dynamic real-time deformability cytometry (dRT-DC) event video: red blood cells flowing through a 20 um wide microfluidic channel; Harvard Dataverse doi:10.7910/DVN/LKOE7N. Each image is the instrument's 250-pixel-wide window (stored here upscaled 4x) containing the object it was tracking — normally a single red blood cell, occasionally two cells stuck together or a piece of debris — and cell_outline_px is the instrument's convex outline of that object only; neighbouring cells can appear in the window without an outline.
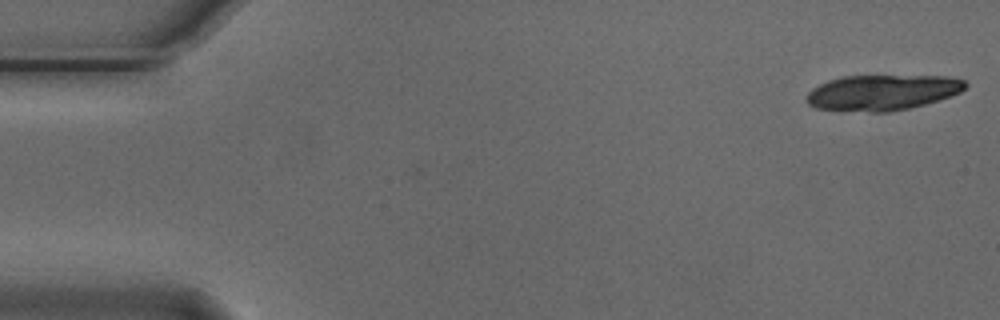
{"species": "Egyptian fruit bat (a non-hibernating species)", "species_latin": "Rousettus aegyptiacus", "temperature_condition": "cold", "stored_images_in_passage": 4, "camera_frame_rate_fps": 3000, "um_per_image_px": 0.085, "animal": {"sex": "male"}, "frame": {"image": 1, "passage_image": 4, "time_ms": 1.0, "image_size_px": [1000, 320], "cell_outline_px": [[968, 84], [960, 92], [924, 104], [908, 108], [888, 112], [872, 112], [816, 108], [808, 104], [804, 100], [808, 92], [812, 88], [828, 80], [840, 76], [948, 76], [964, 80]], "centroid_in_image_um": [74.95, 7.85], "position_along_channel_um": 10.1, "area_um2": 32.71}}